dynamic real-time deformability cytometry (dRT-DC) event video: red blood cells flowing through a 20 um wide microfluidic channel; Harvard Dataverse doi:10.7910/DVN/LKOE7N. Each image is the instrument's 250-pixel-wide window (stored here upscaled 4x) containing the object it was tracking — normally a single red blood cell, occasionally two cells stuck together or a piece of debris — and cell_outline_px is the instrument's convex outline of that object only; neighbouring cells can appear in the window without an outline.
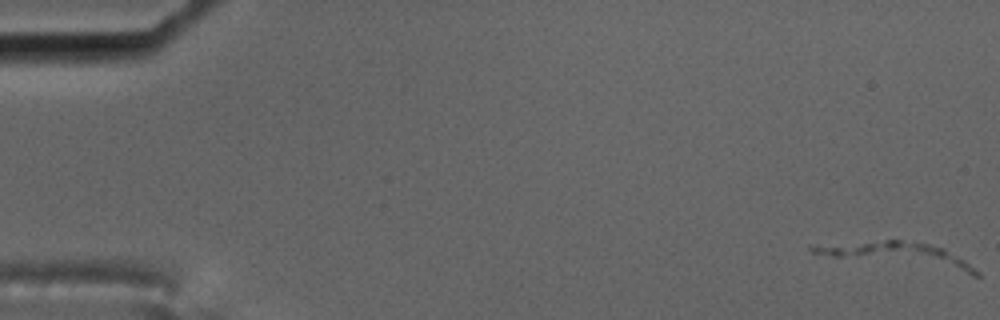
{"species": "common noctule bat (a hibernating species)", "species_latin": "Nyctalus noctula", "temperature_condition": "cold", "stored_images_in_passage": 3, "camera_frame_rate_fps": 3000, "um_per_image_px": 0.085, "animal": {"sex": "male", "body_mass_g": 17.5, "forearm_length_mm": 52.3}, "frame": {"image": 1, "passage_image": 3, "time_ms": 0.667, "image_size_px": [1000, 320], "cell_outline_px": [[980, 276], [972, 276], [832, 256], [812, 252], [808, 248], [884, 240], [900, 240], [928, 244], [944, 248], [964, 260], [980, 272]], "centroid_in_image_um": [76.68, 21.72], "position_along_channel_um": 8.3, "area_um2": 22.37}}